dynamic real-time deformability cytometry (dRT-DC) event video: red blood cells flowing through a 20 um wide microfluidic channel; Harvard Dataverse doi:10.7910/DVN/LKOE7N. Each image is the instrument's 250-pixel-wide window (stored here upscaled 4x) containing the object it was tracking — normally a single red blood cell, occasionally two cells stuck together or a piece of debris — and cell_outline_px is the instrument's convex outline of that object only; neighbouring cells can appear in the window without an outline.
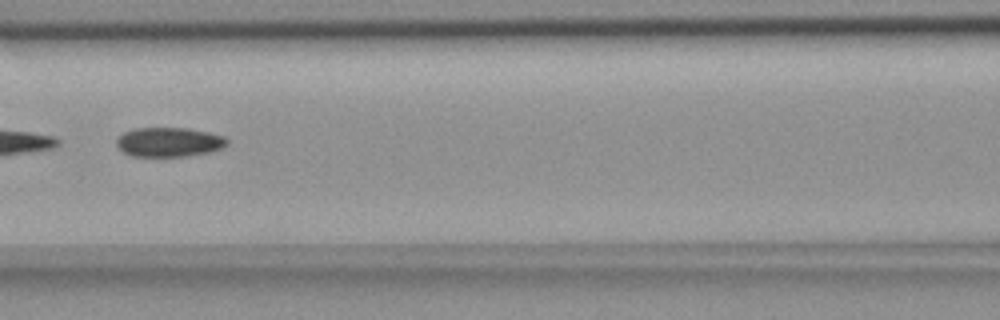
{"species": "common noctule bat (a hibernating species)", "species_latin": "Nyctalus noctula", "temperature_condition": "room temperature", "stored_images_in_passage": 5, "camera_frame_rate_fps": 3000, "um_per_image_px": 0.085, "animal": {"sex": "female", "body_mass_g": 18.4}, "frame": {"image": 1, "passage_image": 3, "time_ms": 0.667, "image_size_px": [1000, 320], "cell_outline_px": [[228, 144], [224, 148], [208, 152], [188, 156], [132, 156], [124, 152], [116, 144], [116, 140], [124, 132], [136, 128], [188, 128], [208, 132], [224, 136], [228, 140]], "centroid_in_image_um": [14.4, 12.07], "position_along_channel_um": 152.2, "area_um2": 18.9}}
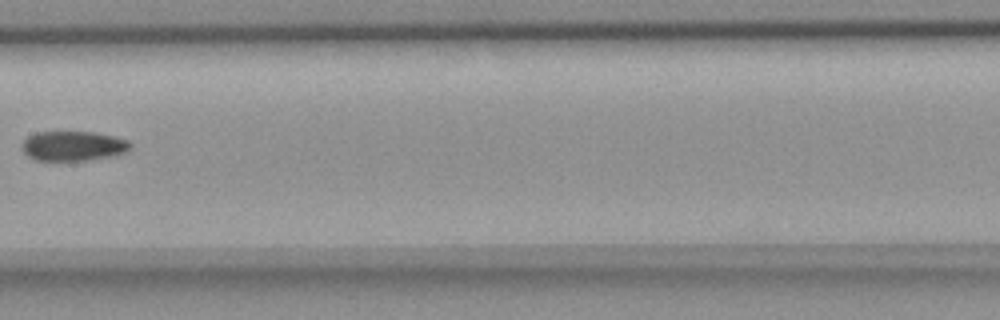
{"frame": {"image": 2, "passage_image": 4, "time_ms": 1.0, "image_size_px": [1000, 320], "cell_outline_px": [[132, 148], [124, 152], [112, 156], [88, 160], [36, 160], [28, 156], [24, 152], [20, 144], [28, 136], [36, 132], [96, 132], [116, 136], [128, 140], [132, 144]], "centroid_in_image_um": [6.24, 12.39], "position_along_channel_um": 201.2, "area_um2": 18.9}}
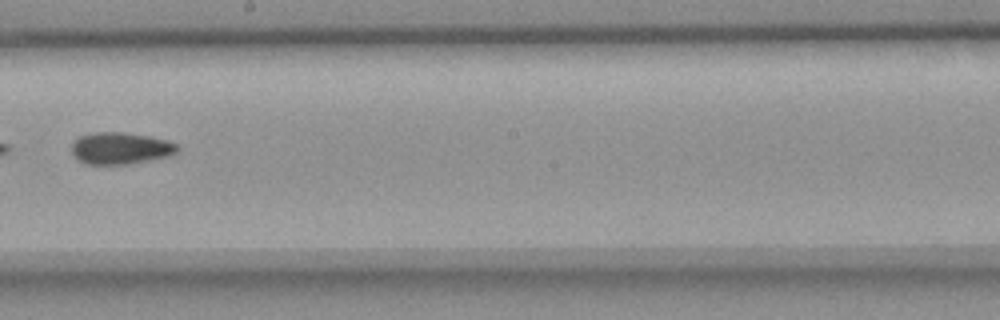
{"frame": {"image": 3, "passage_image": 5, "time_ms": 1.333, "image_size_px": [1000, 320], "cell_outline_px": [[180, 148], [176, 152], [168, 156], [128, 164], [84, 164], [76, 160], [72, 156], [72, 144], [80, 136], [96, 132], [120, 132], [148, 136], [168, 140], [176, 144]], "centroid_in_image_um": [10.21, 12.61], "position_along_channel_um": 238.0, "area_um2": 19.59}}